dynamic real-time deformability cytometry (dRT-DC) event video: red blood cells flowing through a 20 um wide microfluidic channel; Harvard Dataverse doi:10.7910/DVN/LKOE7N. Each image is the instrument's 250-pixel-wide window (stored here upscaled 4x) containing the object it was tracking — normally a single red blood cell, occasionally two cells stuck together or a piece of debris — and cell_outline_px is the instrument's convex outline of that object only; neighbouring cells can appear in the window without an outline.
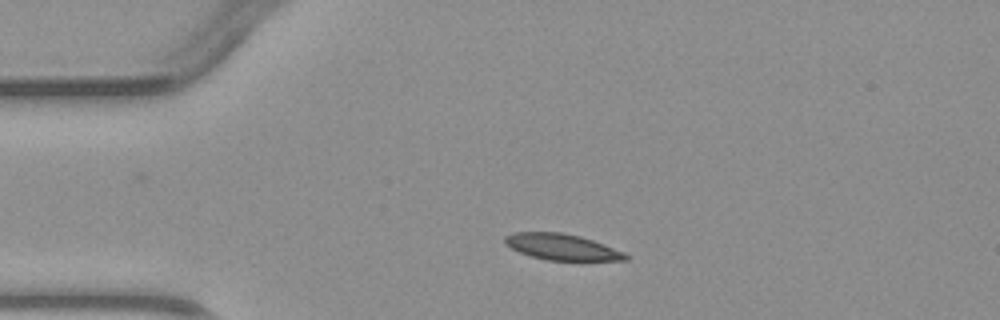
{"species": "common noctule bat (a hibernating species)", "species_latin": "Nyctalus noctula", "temperature_condition": "warm", "stored_images_in_passage": 2, "camera_frame_rate_fps": 3000, "um_per_image_px": 0.085, "animal": {"sex": "male", "body_mass_g": 23.1, "forearm_length_mm": 52.7}, "frame": {"image": 1, "passage_image": 1, "time_ms": 0.0, "image_size_px": [1000, 320], "cell_outline_px": [[632, 256], [628, 260], [548, 260], [532, 256], [520, 252], [504, 244], [504, 236], [512, 232], [560, 232], [580, 236], [604, 244], [624, 252]], "centroid_in_image_um": [47.77, 20.98], "position_along_channel_um": 37.2, "area_um2": 18.32}}